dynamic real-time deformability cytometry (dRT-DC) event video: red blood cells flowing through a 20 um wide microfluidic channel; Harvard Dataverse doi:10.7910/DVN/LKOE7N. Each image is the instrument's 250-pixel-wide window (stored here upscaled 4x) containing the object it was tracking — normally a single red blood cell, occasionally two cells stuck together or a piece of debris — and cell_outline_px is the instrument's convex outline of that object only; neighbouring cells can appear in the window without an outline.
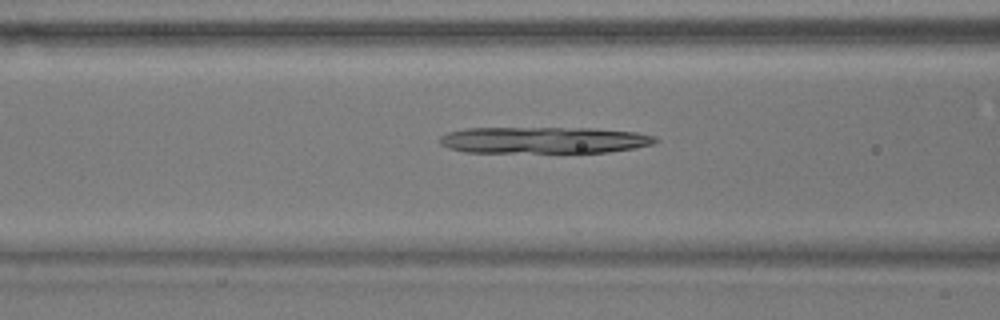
{"species": "common noctule bat (a hibernating species)", "species_latin": "Nyctalus noctula", "temperature_condition": "warm", "stored_images_in_passage": 42, "camera_frame_rate_fps": 3000, "um_per_image_px": 0.085, "animal": {"sex": "male", "body_mass_g": 17.9}, "frame": {"image": 1, "passage_image": 8, "time_ms": 2.333, "image_size_px": [1000, 320], "cell_outline_px": [[660, 140], [652, 144], [632, 148], [608, 152], [464, 152], [448, 148], [440, 144], [440, 136], [448, 132], [464, 128], [588, 128], [636, 132], [656, 136]], "centroid_in_image_um": [46.21, 11.9], "position_along_channel_um": 120.4, "area_um2": 33.35}}
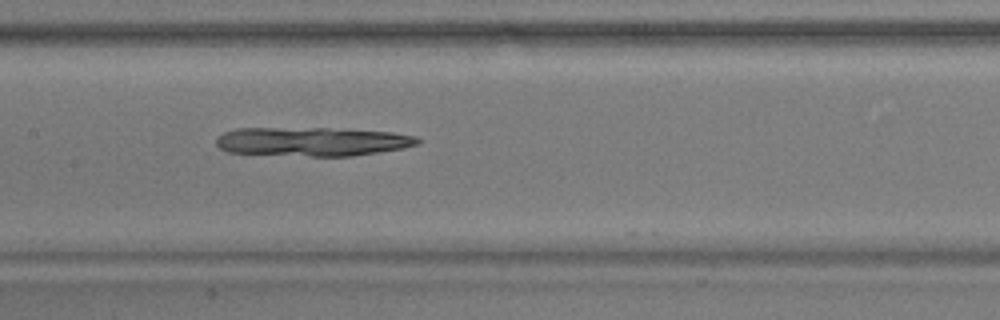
{"frame": {"image": 2, "passage_image": 13, "time_ms": 4.0, "image_size_px": [1000, 320], "cell_outline_px": [[420, 144], [404, 148], [352, 156], [312, 156], [228, 152], [220, 148], [216, 144], [216, 136], [224, 132], [236, 128], [328, 128], [392, 132], [416, 136], [420, 140]], "centroid_in_image_um": [26.54, 12.03], "position_along_channel_um": 180.9, "area_um2": 33.99}}